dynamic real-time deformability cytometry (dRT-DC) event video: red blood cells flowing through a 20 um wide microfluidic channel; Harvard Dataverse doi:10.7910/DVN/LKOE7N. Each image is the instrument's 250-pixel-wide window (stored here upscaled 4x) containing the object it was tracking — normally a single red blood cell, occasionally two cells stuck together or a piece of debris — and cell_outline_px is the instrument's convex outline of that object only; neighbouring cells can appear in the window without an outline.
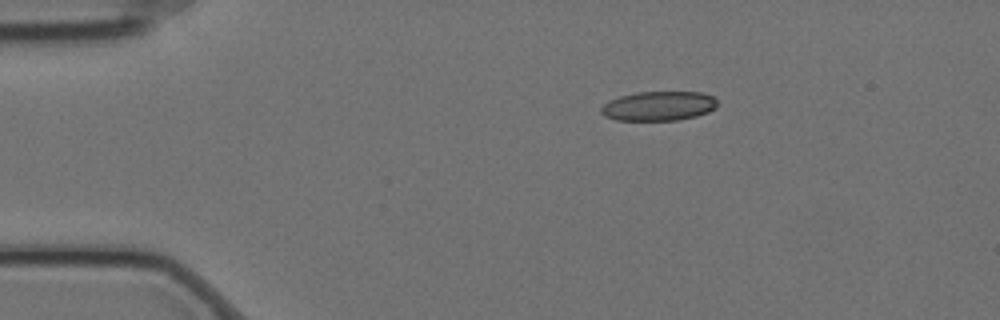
{"species": "Egyptian fruit bat (a non-hibernating species)", "species_latin": "Rousettus aegyptiacus", "temperature_condition": "cold", "stored_images_in_passage": 3, "camera_frame_rate_fps": 3000, "um_per_image_px": 0.085, "animal": {"sex": "female"}, "frame": {"image": 1, "passage_image": 1, "time_ms": 0.0, "image_size_px": [1000, 320], "cell_outline_px": [[716, 108], [708, 112], [696, 116], [680, 120], [616, 120], [604, 116], [600, 112], [600, 108], [608, 100], [620, 96], [636, 92], [700, 92], [712, 96], [716, 100]], "centroid_in_image_um": [55.96, 9.01], "position_along_channel_um": 29.0, "area_um2": 20.0}}